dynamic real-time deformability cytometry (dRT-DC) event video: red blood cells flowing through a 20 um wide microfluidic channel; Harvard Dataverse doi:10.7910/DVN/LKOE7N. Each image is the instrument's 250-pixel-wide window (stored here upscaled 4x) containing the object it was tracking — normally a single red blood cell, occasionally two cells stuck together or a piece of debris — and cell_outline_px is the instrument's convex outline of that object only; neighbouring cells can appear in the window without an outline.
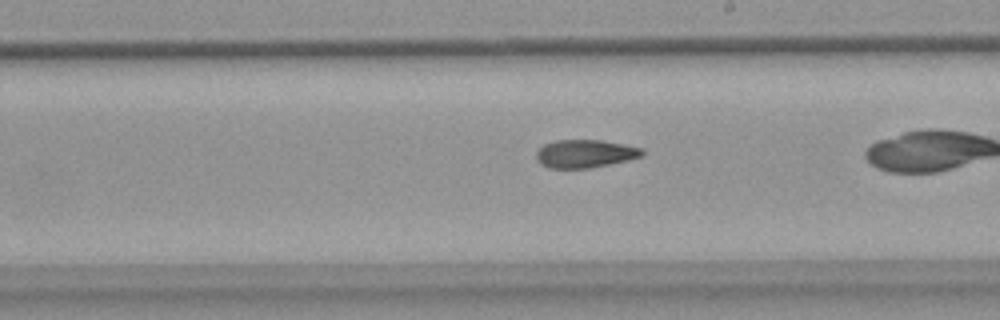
{"species": "common noctule bat (a hibernating species)", "species_latin": "Nyctalus noctula", "temperature_condition": "warm", "stored_images_in_passage": 39, "camera_frame_rate_fps": 3000, "um_per_image_px": 0.085, "animal": {"sex": "female", "body_mass_g": 18.4}, "frame": {"image": 1, "passage_image": 28, "time_ms": 9.0, "image_size_px": [1000, 320], "cell_outline_px": [[644, 156], [628, 160], [588, 168], [548, 168], [540, 164], [536, 160], [536, 152], [544, 144], [556, 140], [600, 140], [624, 144], [644, 148]], "centroid_in_image_um": [49.73, 13.06], "position_along_channel_um": 239.3, "area_um2": 17.4}}